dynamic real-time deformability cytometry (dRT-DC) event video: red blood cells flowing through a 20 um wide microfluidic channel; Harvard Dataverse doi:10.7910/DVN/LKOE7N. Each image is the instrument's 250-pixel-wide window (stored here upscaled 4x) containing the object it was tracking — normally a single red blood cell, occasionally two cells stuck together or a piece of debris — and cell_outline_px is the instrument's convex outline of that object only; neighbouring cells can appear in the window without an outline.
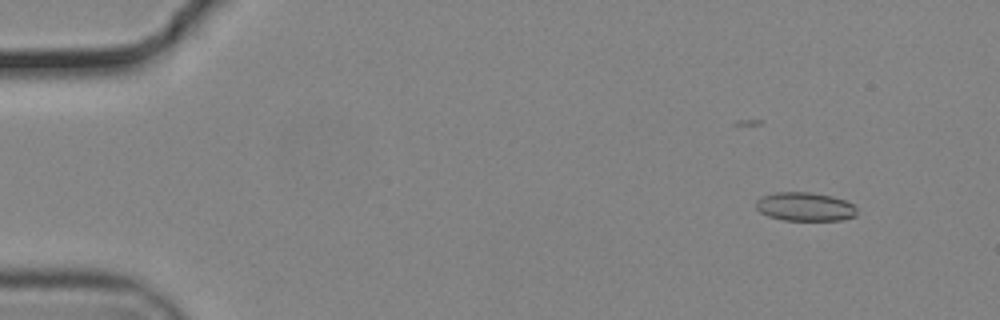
{"species": "common noctule bat (a hibernating species)", "species_latin": "Nyctalus noctula", "temperature_condition": "cold", "stored_images_in_passage": 56, "camera_frame_rate_fps": 3000, "um_per_image_px": 0.085, "animal": {"sex": "male", "body_mass_g": 19.2, "forearm_length_mm": 51.8}, "frame": {"image": 1, "passage_image": 6, "time_ms": 1.667, "image_size_px": [1000, 320], "cell_outline_px": [[856, 216], [840, 220], [784, 220], [768, 216], [760, 212], [756, 208], [756, 200], [760, 196], [776, 192], [812, 192], [832, 196], [844, 200], [852, 204], [856, 208]], "centroid_in_image_um": [68.4, 17.56], "position_along_channel_um": 16.6, "area_um2": 16.94}}
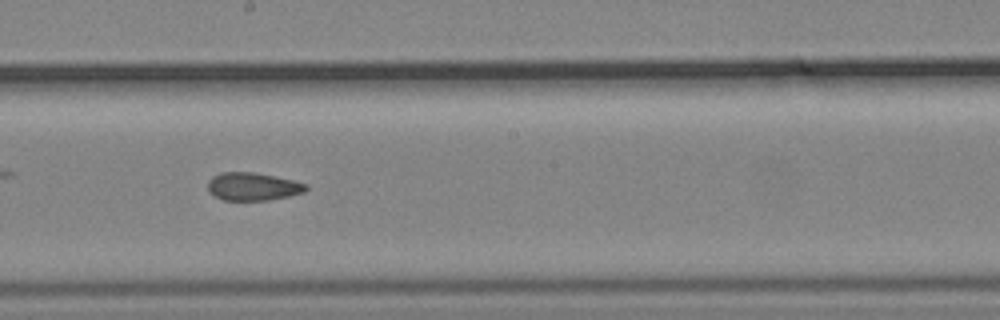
{"frame": {"image": 2, "passage_image": 32, "time_ms": 10.333, "image_size_px": [1000, 320], "cell_outline_px": [[308, 188], [304, 192], [288, 196], [268, 200], [224, 200], [216, 196], [208, 188], [208, 180], [212, 176], [220, 172], [256, 172], [292, 180], [308, 184]], "centroid_in_image_um": [21.5, 15.84], "position_along_channel_um": 226.7, "area_um2": 15.9}}
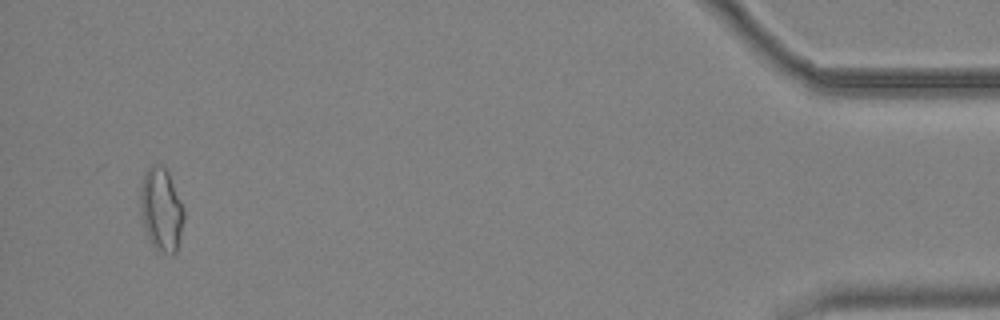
{"frame": {"image": 3, "passage_image": 54, "time_ms": 17.667, "image_size_px": [1000, 320], "cell_outline_px": [[184, 220], [176, 252], [172, 256], [156, 248], [148, 240], [144, 228], [140, 208], [140, 188], [144, 172], [152, 164], [164, 164], [168, 172], [184, 208]], "centroid_in_image_um": [13.7, 17.79], "position_along_channel_um": 421.5, "area_um2": 21.33}, "authors_computed_cell_mechanics": {"area_um2": 16.8776, "velocity_mm_per_s": 3.7122, "shape_relaxation_time_tau1_ms": null, "shape_relaxation_time_tau2_ms": 2.4789, "deformation_change_tau1": null, "deformation_change_tau2": 0.0817}}